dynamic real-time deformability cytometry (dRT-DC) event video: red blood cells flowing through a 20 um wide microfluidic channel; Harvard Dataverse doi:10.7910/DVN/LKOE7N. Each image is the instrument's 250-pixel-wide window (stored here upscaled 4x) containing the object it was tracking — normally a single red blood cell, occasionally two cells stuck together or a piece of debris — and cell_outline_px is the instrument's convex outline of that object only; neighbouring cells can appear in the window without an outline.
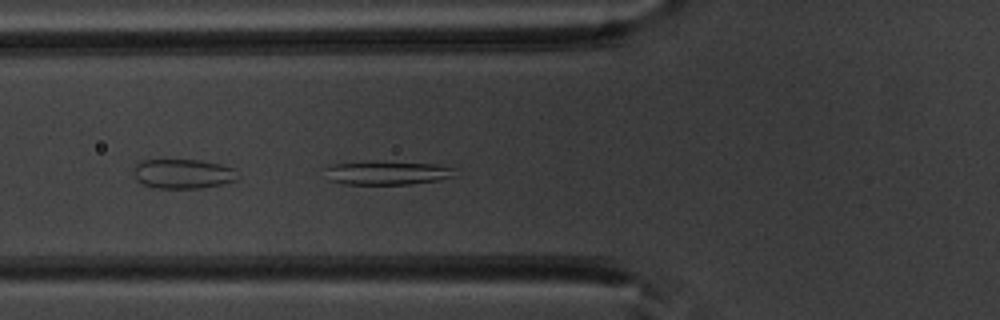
{"species": "common noctule bat (a hibernating species)", "species_latin": "Nyctalus noctula", "temperature_condition": "warm", "stored_images_in_passage": 36, "camera_frame_rate_fps": 3000, "um_per_image_px": 0.085, "animal": {"sex": "male", "body_mass_g": 20.1, "forearm_length_mm": 53.5}, "frame": {"image": 1, "passage_image": 5, "time_ms": 1.333, "image_size_px": [1000, 320], "cell_outline_px": [[452, 176], [436, 180], [408, 184], [344, 184], [328, 180], [324, 168], [332, 164], [372, 160], [376, 160], [436, 164], [452, 168]], "centroid_in_image_um": [32.78, 14.67], "position_along_channel_um": 93.0, "area_um2": 18.09}}
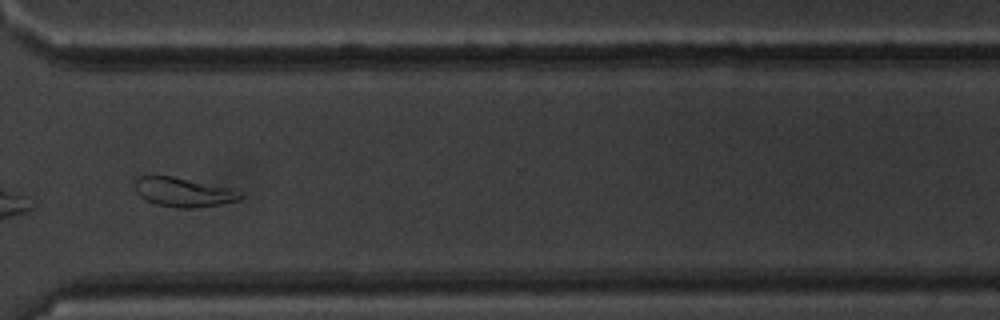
{"frame": {"image": 2, "passage_image": 25, "time_ms": 8.0, "image_size_px": [1000, 320], "cell_outline_px": [[244, 196], [240, 200], [220, 204], [192, 208], [176, 208], [156, 204], [140, 196], [136, 192], [136, 180], [140, 176], [172, 176], [228, 188], [244, 192]], "centroid_in_image_um": [15.63, 16.35], "position_along_channel_um": 355.0, "area_um2": 17.69}}
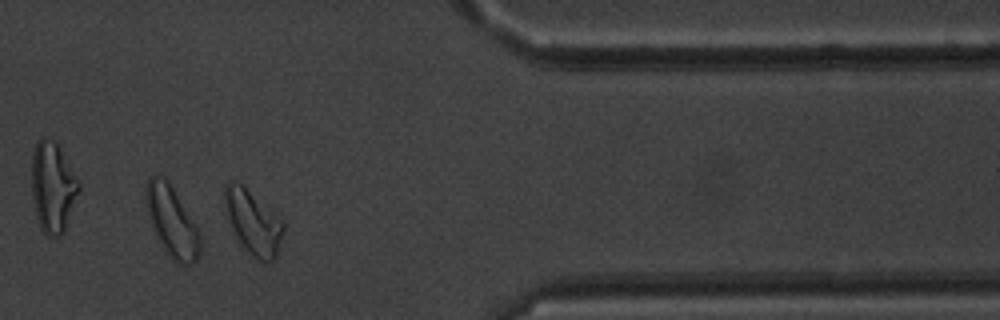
{"frame": {"image": 3, "passage_image": 29, "time_ms": 9.333, "image_size_px": [1000, 320], "cell_outline_px": [[284, 228], [276, 256], [272, 264], [264, 264], [252, 256], [236, 240], [224, 204], [224, 188], [228, 180], [236, 180], [280, 220], [284, 224]], "centroid_in_image_um": [21.48, 18.96], "position_along_channel_um": 389.9, "area_um2": 21.5}, "authors_computed_cell_mechanics": {"area_um2": 17.8891, "velocity_mm_per_s": 3.9257, "shape_relaxation_time_tau1_ms": 5.5279, "shape_relaxation_time_tau2_ms": 2.4478, "deformation_change_tau1": 0.1896, "deformation_change_tau2": 0.0943}}